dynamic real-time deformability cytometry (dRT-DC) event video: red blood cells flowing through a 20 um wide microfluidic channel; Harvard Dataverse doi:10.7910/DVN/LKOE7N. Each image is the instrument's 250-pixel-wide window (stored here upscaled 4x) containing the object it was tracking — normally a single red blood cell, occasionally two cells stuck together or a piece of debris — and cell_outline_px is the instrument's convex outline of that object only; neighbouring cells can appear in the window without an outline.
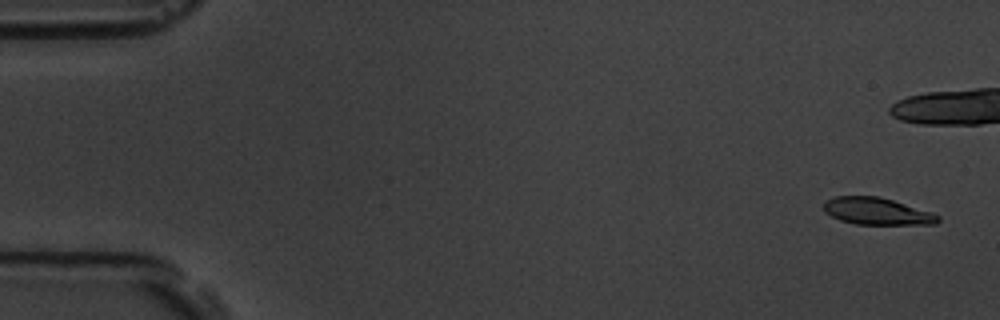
{"species": "common noctule bat (a hibernating species)", "species_latin": "Nyctalus noctula", "temperature_condition": "room temperature", "stored_images_in_passage": 6, "camera_frame_rate_fps": 3000, "um_per_image_px": 0.085, "animal": {"sex": "male", "body_mass_g": 19.5, "forearm_length_mm": 54.6}, "frame": {"image": 1, "passage_image": 1, "time_ms": 0.0, "image_size_px": [1000, 320], "cell_outline_px": [[940, 220], [936, 224], [856, 224], [840, 220], [824, 212], [824, 200], [832, 196], [880, 196], [932, 212], [940, 216]], "centroid_in_image_um": [74.52, 17.94], "position_along_channel_um": 10.5, "area_um2": 18.09}}